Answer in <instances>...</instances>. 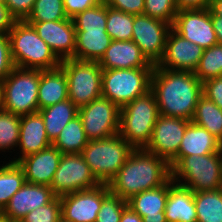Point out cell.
I'll return each mask as SVG.
<instances>
[{"label": "cell", "instance_id": "6da1fadb", "mask_svg": "<svg viewBox=\"0 0 222 222\" xmlns=\"http://www.w3.org/2000/svg\"><path fill=\"white\" fill-rule=\"evenodd\" d=\"M159 114L192 120L199 98L202 82L190 71H171L154 65L151 77Z\"/></svg>", "mask_w": 222, "mask_h": 222}, {"label": "cell", "instance_id": "7a4b0ae2", "mask_svg": "<svg viewBox=\"0 0 222 222\" xmlns=\"http://www.w3.org/2000/svg\"><path fill=\"white\" fill-rule=\"evenodd\" d=\"M171 177L169 163L144 148L134 149L108 184L111 193L129 200L145 190L163 185Z\"/></svg>", "mask_w": 222, "mask_h": 222}, {"label": "cell", "instance_id": "3957f363", "mask_svg": "<svg viewBox=\"0 0 222 222\" xmlns=\"http://www.w3.org/2000/svg\"><path fill=\"white\" fill-rule=\"evenodd\" d=\"M8 36L15 67L38 70L60 67L61 60L25 20H16Z\"/></svg>", "mask_w": 222, "mask_h": 222}, {"label": "cell", "instance_id": "277c9868", "mask_svg": "<svg viewBox=\"0 0 222 222\" xmlns=\"http://www.w3.org/2000/svg\"><path fill=\"white\" fill-rule=\"evenodd\" d=\"M172 180L193 192L222 188V149L207 155L182 157L171 168Z\"/></svg>", "mask_w": 222, "mask_h": 222}, {"label": "cell", "instance_id": "5b68a950", "mask_svg": "<svg viewBox=\"0 0 222 222\" xmlns=\"http://www.w3.org/2000/svg\"><path fill=\"white\" fill-rule=\"evenodd\" d=\"M158 116L157 100L150 90L121 108L119 135L134 149L145 148Z\"/></svg>", "mask_w": 222, "mask_h": 222}, {"label": "cell", "instance_id": "8992f818", "mask_svg": "<svg viewBox=\"0 0 222 222\" xmlns=\"http://www.w3.org/2000/svg\"><path fill=\"white\" fill-rule=\"evenodd\" d=\"M134 148L119 133L105 139L90 140L82 155L100 184H109Z\"/></svg>", "mask_w": 222, "mask_h": 222}, {"label": "cell", "instance_id": "52a82bcc", "mask_svg": "<svg viewBox=\"0 0 222 222\" xmlns=\"http://www.w3.org/2000/svg\"><path fill=\"white\" fill-rule=\"evenodd\" d=\"M40 70L15 67L1 82V109L18 116L38 112Z\"/></svg>", "mask_w": 222, "mask_h": 222}, {"label": "cell", "instance_id": "ba28073f", "mask_svg": "<svg viewBox=\"0 0 222 222\" xmlns=\"http://www.w3.org/2000/svg\"><path fill=\"white\" fill-rule=\"evenodd\" d=\"M154 68L102 69V97L120 109L151 90Z\"/></svg>", "mask_w": 222, "mask_h": 222}, {"label": "cell", "instance_id": "9c48e42d", "mask_svg": "<svg viewBox=\"0 0 222 222\" xmlns=\"http://www.w3.org/2000/svg\"><path fill=\"white\" fill-rule=\"evenodd\" d=\"M67 77L68 98L82 107L102 97V68L98 62L61 60Z\"/></svg>", "mask_w": 222, "mask_h": 222}, {"label": "cell", "instance_id": "30bf717a", "mask_svg": "<svg viewBox=\"0 0 222 222\" xmlns=\"http://www.w3.org/2000/svg\"><path fill=\"white\" fill-rule=\"evenodd\" d=\"M81 153L62 154L50 187L56 197L99 186Z\"/></svg>", "mask_w": 222, "mask_h": 222}, {"label": "cell", "instance_id": "8fae6325", "mask_svg": "<svg viewBox=\"0 0 222 222\" xmlns=\"http://www.w3.org/2000/svg\"><path fill=\"white\" fill-rule=\"evenodd\" d=\"M120 110L117 105L104 97L78 108V115L89 141L118 134Z\"/></svg>", "mask_w": 222, "mask_h": 222}, {"label": "cell", "instance_id": "7c38bea8", "mask_svg": "<svg viewBox=\"0 0 222 222\" xmlns=\"http://www.w3.org/2000/svg\"><path fill=\"white\" fill-rule=\"evenodd\" d=\"M171 29L172 25L163 20L144 14L134 15L132 41L151 64L157 65L163 57Z\"/></svg>", "mask_w": 222, "mask_h": 222}, {"label": "cell", "instance_id": "4fadbf2b", "mask_svg": "<svg viewBox=\"0 0 222 222\" xmlns=\"http://www.w3.org/2000/svg\"><path fill=\"white\" fill-rule=\"evenodd\" d=\"M172 29L203 49L218 43L209 8L178 10Z\"/></svg>", "mask_w": 222, "mask_h": 222}, {"label": "cell", "instance_id": "5bb4252c", "mask_svg": "<svg viewBox=\"0 0 222 222\" xmlns=\"http://www.w3.org/2000/svg\"><path fill=\"white\" fill-rule=\"evenodd\" d=\"M190 120L159 114L145 150L164 158L168 163L178 154Z\"/></svg>", "mask_w": 222, "mask_h": 222}, {"label": "cell", "instance_id": "9a60e30c", "mask_svg": "<svg viewBox=\"0 0 222 222\" xmlns=\"http://www.w3.org/2000/svg\"><path fill=\"white\" fill-rule=\"evenodd\" d=\"M110 192L107 184L73 192L60 198L62 218L69 222H95L103 198Z\"/></svg>", "mask_w": 222, "mask_h": 222}, {"label": "cell", "instance_id": "2e32d148", "mask_svg": "<svg viewBox=\"0 0 222 222\" xmlns=\"http://www.w3.org/2000/svg\"><path fill=\"white\" fill-rule=\"evenodd\" d=\"M203 52L202 47L184 39L171 29L166 39L163 57L156 66L171 71L194 72Z\"/></svg>", "mask_w": 222, "mask_h": 222}, {"label": "cell", "instance_id": "e0dca14e", "mask_svg": "<svg viewBox=\"0 0 222 222\" xmlns=\"http://www.w3.org/2000/svg\"><path fill=\"white\" fill-rule=\"evenodd\" d=\"M60 60L74 59L76 30L72 18L60 21L28 22Z\"/></svg>", "mask_w": 222, "mask_h": 222}, {"label": "cell", "instance_id": "ac0fdd59", "mask_svg": "<svg viewBox=\"0 0 222 222\" xmlns=\"http://www.w3.org/2000/svg\"><path fill=\"white\" fill-rule=\"evenodd\" d=\"M55 197L50 186L25 182L5 206L4 216L10 221H20L29 212L50 203Z\"/></svg>", "mask_w": 222, "mask_h": 222}, {"label": "cell", "instance_id": "d6986e66", "mask_svg": "<svg viewBox=\"0 0 222 222\" xmlns=\"http://www.w3.org/2000/svg\"><path fill=\"white\" fill-rule=\"evenodd\" d=\"M62 153L52 145L20 159L17 164L23 169L28 183L50 186L58 168Z\"/></svg>", "mask_w": 222, "mask_h": 222}, {"label": "cell", "instance_id": "ffe728a7", "mask_svg": "<svg viewBox=\"0 0 222 222\" xmlns=\"http://www.w3.org/2000/svg\"><path fill=\"white\" fill-rule=\"evenodd\" d=\"M52 143L49 141L44 120L39 112L20 116V132L18 146L19 156L9 159L17 163L23 157L47 149Z\"/></svg>", "mask_w": 222, "mask_h": 222}, {"label": "cell", "instance_id": "44dd1931", "mask_svg": "<svg viewBox=\"0 0 222 222\" xmlns=\"http://www.w3.org/2000/svg\"><path fill=\"white\" fill-rule=\"evenodd\" d=\"M98 63L102 69L154 68L132 40H112Z\"/></svg>", "mask_w": 222, "mask_h": 222}, {"label": "cell", "instance_id": "7402d4cb", "mask_svg": "<svg viewBox=\"0 0 222 222\" xmlns=\"http://www.w3.org/2000/svg\"><path fill=\"white\" fill-rule=\"evenodd\" d=\"M169 179L161 186L145 190L127 200L128 206L143 222H167L165 206L168 198Z\"/></svg>", "mask_w": 222, "mask_h": 222}, {"label": "cell", "instance_id": "603a6c76", "mask_svg": "<svg viewBox=\"0 0 222 222\" xmlns=\"http://www.w3.org/2000/svg\"><path fill=\"white\" fill-rule=\"evenodd\" d=\"M221 149L222 143L216 137L191 121L187 125L178 154L169 162V166L172 168L182 157L217 153Z\"/></svg>", "mask_w": 222, "mask_h": 222}, {"label": "cell", "instance_id": "cb8c5ba5", "mask_svg": "<svg viewBox=\"0 0 222 222\" xmlns=\"http://www.w3.org/2000/svg\"><path fill=\"white\" fill-rule=\"evenodd\" d=\"M164 213L167 222H197L194 192L175 183L171 177Z\"/></svg>", "mask_w": 222, "mask_h": 222}, {"label": "cell", "instance_id": "d4e9b609", "mask_svg": "<svg viewBox=\"0 0 222 222\" xmlns=\"http://www.w3.org/2000/svg\"><path fill=\"white\" fill-rule=\"evenodd\" d=\"M68 98L67 77L61 67L40 70L38 88L39 110L65 101Z\"/></svg>", "mask_w": 222, "mask_h": 222}, {"label": "cell", "instance_id": "484cf974", "mask_svg": "<svg viewBox=\"0 0 222 222\" xmlns=\"http://www.w3.org/2000/svg\"><path fill=\"white\" fill-rule=\"evenodd\" d=\"M112 39L106 31H76L74 59L98 62Z\"/></svg>", "mask_w": 222, "mask_h": 222}, {"label": "cell", "instance_id": "4316f807", "mask_svg": "<svg viewBox=\"0 0 222 222\" xmlns=\"http://www.w3.org/2000/svg\"><path fill=\"white\" fill-rule=\"evenodd\" d=\"M38 112L44 120L47 137L53 143L69 121L78 115V107L67 99L40 109Z\"/></svg>", "mask_w": 222, "mask_h": 222}, {"label": "cell", "instance_id": "83f0119b", "mask_svg": "<svg viewBox=\"0 0 222 222\" xmlns=\"http://www.w3.org/2000/svg\"><path fill=\"white\" fill-rule=\"evenodd\" d=\"M89 139L84 132L82 121L77 115L63 128L52 143L62 154L82 153Z\"/></svg>", "mask_w": 222, "mask_h": 222}, {"label": "cell", "instance_id": "f1b7e54d", "mask_svg": "<svg viewBox=\"0 0 222 222\" xmlns=\"http://www.w3.org/2000/svg\"><path fill=\"white\" fill-rule=\"evenodd\" d=\"M191 121L208 130L222 143V109L213 101L202 95Z\"/></svg>", "mask_w": 222, "mask_h": 222}, {"label": "cell", "instance_id": "f546056e", "mask_svg": "<svg viewBox=\"0 0 222 222\" xmlns=\"http://www.w3.org/2000/svg\"><path fill=\"white\" fill-rule=\"evenodd\" d=\"M197 222H222V188L194 192Z\"/></svg>", "mask_w": 222, "mask_h": 222}, {"label": "cell", "instance_id": "4dcf8cb0", "mask_svg": "<svg viewBox=\"0 0 222 222\" xmlns=\"http://www.w3.org/2000/svg\"><path fill=\"white\" fill-rule=\"evenodd\" d=\"M6 162L0 165V205L4 208L26 182L23 169L17 163Z\"/></svg>", "mask_w": 222, "mask_h": 222}, {"label": "cell", "instance_id": "1f68e13d", "mask_svg": "<svg viewBox=\"0 0 222 222\" xmlns=\"http://www.w3.org/2000/svg\"><path fill=\"white\" fill-rule=\"evenodd\" d=\"M133 22V14L107 6L106 32L112 40H132Z\"/></svg>", "mask_w": 222, "mask_h": 222}, {"label": "cell", "instance_id": "d6a6232c", "mask_svg": "<svg viewBox=\"0 0 222 222\" xmlns=\"http://www.w3.org/2000/svg\"><path fill=\"white\" fill-rule=\"evenodd\" d=\"M76 31H106L107 5L101 1L72 18Z\"/></svg>", "mask_w": 222, "mask_h": 222}, {"label": "cell", "instance_id": "836d02e7", "mask_svg": "<svg viewBox=\"0 0 222 222\" xmlns=\"http://www.w3.org/2000/svg\"><path fill=\"white\" fill-rule=\"evenodd\" d=\"M195 76L203 83L204 81L222 76V44H215L204 49Z\"/></svg>", "mask_w": 222, "mask_h": 222}, {"label": "cell", "instance_id": "e575fe53", "mask_svg": "<svg viewBox=\"0 0 222 222\" xmlns=\"http://www.w3.org/2000/svg\"><path fill=\"white\" fill-rule=\"evenodd\" d=\"M20 132V116L0 109V151H17ZM8 150V151H7Z\"/></svg>", "mask_w": 222, "mask_h": 222}, {"label": "cell", "instance_id": "d590c367", "mask_svg": "<svg viewBox=\"0 0 222 222\" xmlns=\"http://www.w3.org/2000/svg\"><path fill=\"white\" fill-rule=\"evenodd\" d=\"M68 19L63 0H35L26 22L60 21Z\"/></svg>", "mask_w": 222, "mask_h": 222}, {"label": "cell", "instance_id": "8d00e7d4", "mask_svg": "<svg viewBox=\"0 0 222 222\" xmlns=\"http://www.w3.org/2000/svg\"><path fill=\"white\" fill-rule=\"evenodd\" d=\"M128 206L127 201L109 192L102 201L95 222H120L123 210Z\"/></svg>", "mask_w": 222, "mask_h": 222}, {"label": "cell", "instance_id": "74e56055", "mask_svg": "<svg viewBox=\"0 0 222 222\" xmlns=\"http://www.w3.org/2000/svg\"><path fill=\"white\" fill-rule=\"evenodd\" d=\"M178 12L175 0H144V15L173 25Z\"/></svg>", "mask_w": 222, "mask_h": 222}, {"label": "cell", "instance_id": "f35d334b", "mask_svg": "<svg viewBox=\"0 0 222 222\" xmlns=\"http://www.w3.org/2000/svg\"><path fill=\"white\" fill-rule=\"evenodd\" d=\"M62 218L60 198L55 197L50 203L38 207L25 215L21 222H59Z\"/></svg>", "mask_w": 222, "mask_h": 222}, {"label": "cell", "instance_id": "ab89813d", "mask_svg": "<svg viewBox=\"0 0 222 222\" xmlns=\"http://www.w3.org/2000/svg\"><path fill=\"white\" fill-rule=\"evenodd\" d=\"M14 68L10 38L8 34H0V82H2Z\"/></svg>", "mask_w": 222, "mask_h": 222}, {"label": "cell", "instance_id": "60d3db41", "mask_svg": "<svg viewBox=\"0 0 222 222\" xmlns=\"http://www.w3.org/2000/svg\"><path fill=\"white\" fill-rule=\"evenodd\" d=\"M202 94L222 109V76L204 81Z\"/></svg>", "mask_w": 222, "mask_h": 222}, {"label": "cell", "instance_id": "b9f144b4", "mask_svg": "<svg viewBox=\"0 0 222 222\" xmlns=\"http://www.w3.org/2000/svg\"><path fill=\"white\" fill-rule=\"evenodd\" d=\"M107 6L128 14L141 15L144 13V0H102Z\"/></svg>", "mask_w": 222, "mask_h": 222}, {"label": "cell", "instance_id": "7bdbcfd3", "mask_svg": "<svg viewBox=\"0 0 222 222\" xmlns=\"http://www.w3.org/2000/svg\"><path fill=\"white\" fill-rule=\"evenodd\" d=\"M35 0H6L10 14L16 20H25L31 13Z\"/></svg>", "mask_w": 222, "mask_h": 222}, {"label": "cell", "instance_id": "ee69618b", "mask_svg": "<svg viewBox=\"0 0 222 222\" xmlns=\"http://www.w3.org/2000/svg\"><path fill=\"white\" fill-rule=\"evenodd\" d=\"M101 1L102 0H63L64 10L68 18H73L76 14L94 7Z\"/></svg>", "mask_w": 222, "mask_h": 222}, {"label": "cell", "instance_id": "f6af8a7d", "mask_svg": "<svg viewBox=\"0 0 222 222\" xmlns=\"http://www.w3.org/2000/svg\"><path fill=\"white\" fill-rule=\"evenodd\" d=\"M16 19L10 14L6 5L0 4V34H8Z\"/></svg>", "mask_w": 222, "mask_h": 222}, {"label": "cell", "instance_id": "bcb514c9", "mask_svg": "<svg viewBox=\"0 0 222 222\" xmlns=\"http://www.w3.org/2000/svg\"><path fill=\"white\" fill-rule=\"evenodd\" d=\"M178 10L210 8L212 0H175Z\"/></svg>", "mask_w": 222, "mask_h": 222}, {"label": "cell", "instance_id": "7dc6e473", "mask_svg": "<svg viewBox=\"0 0 222 222\" xmlns=\"http://www.w3.org/2000/svg\"><path fill=\"white\" fill-rule=\"evenodd\" d=\"M120 222H143L142 218L127 206L120 217Z\"/></svg>", "mask_w": 222, "mask_h": 222}, {"label": "cell", "instance_id": "c3c4849f", "mask_svg": "<svg viewBox=\"0 0 222 222\" xmlns=\"http://www.w3.org/2000/svg\"><path fill=\"white\" fill-rule=\"evenodd\" d=\"M211 19L218 43L222 44V17L216 16L211 12Z\"/></svg>", "mask_w": 222, "mask_h": 222}, {"label": "cell", "instance_id": "681fc988", "mask_svg": "<svg viewBox=\"0 0 222 222\" xmlns=\"http://www.w3.org/2000/svg\"><path fill=\"white\" fill-rule=\"evenodd\" d=\"M209 9L214 15L222 17V0H212Z\"/></svg>", "mask_w": 222, "mask_h": 222}, {"label": "cell", "instance_id": "f907efd6", "mask_svg": "<svg viewBox=\"0 0 222 222\" xmlns=\"http://www.w3.org/2000/svg\"><path fill=\"white\" fill-rule=\"evenodd\" d=\"M4 217V207L0 205V219Z\"/></svg>", "mask_w": 222, "mask_h": 222}, {"label": "cell", "instance_id": "816d5d0a", "mask_svg": "<svg viewBox=\"0 0 222 222\" xmlns=\"http://www.w3.org/2000/svg\"><path fill=\"white\" fill-rule=\"evenodd\" d=\"M0 222H11L7 217H2L1 219H0Z\"/></svg>", "mask_w": 222, "mask_h": 222}, {"label": "cell", "instance_id": "f5cc1de1", "mask_svg": "<svg viewBox=\"0 0 222 222\" xmlns=\"http://www.w3.org/2000/svg\"><path fill=\"white\" fill-rule=\"evenodd\" d=\"M0 4L6 5V0H0Z\"/></svg>", "mask_w": 222, "mask_h": 222}, {"label": "cell", "instance_id": "db71d44e", "mask_svg": "<svg viewBox=\"0 0 222 222\" xmlns=\"http://www.w3.org/2000/svg\"><path fill=\"white\" fill-rule=\"evenodd\" d=\"M0 109H1V82H0Z\"/></svg>", "mask_w": 222, "mask_h": 222}, {"label": "cell", "instance_id": "11a10c76", "mask_svg": "<svg viewBox=\"0 0 222 222\" xmlns=\"http://www.w3.org/2000/svg\"><path fill=\"white\" fill-rule=\"evenodd\" d=\"M59 222H69V221H66V220H64L63 218H61V219L59 220Z\"/></svg>", "mask_w": 222, "mask_h": 222}]
</instances>
